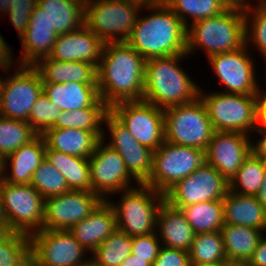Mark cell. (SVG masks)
I'll use <instances>...</instances> for the list:
<instances>
[{
	"instance_id": "obj_31",
	"label": "cell",
	"mask_w": 266,
	"mask_h": 266,
	"mask_svg": "<svg viewBox=\"0 0 266 266\" xmlns=\"http://www.w3.org/2000/svg\"><path fill=\"white\" fill-rule=\"evenodd\" d=\"M221 233L227 259L248 262L264 231L248 226L224 224Z\"/></svg>"
},
{
	"instance_id": "obj_22",
	"label": "cell",
	"mask_w": 266,
	"mask_h": 266,
	"mask_svg": "<svg viewBox=\"0 0 266 266\" xmlns=\"http://www.w3.org/2000/svg\"><path fill=\"white\" fill-rule=\"evenodd\" d=\"M116 229L114 210L107 200H103L88 217L73 225L68 231L91 254Z\"/></svg>"
},
{
	"instance_id": "obj_54",
	"label": "cell",
	"mask_w": 266,
	"mask_h": 266,
	"mask_svg": "<svg viewBox=\"0 0 266 266\" xmlns=\"http://www.w3.org/2000/svg\"><path fill=\"white\" fill-rule=\"evenodd\" d=\"M217 266H248V264L245 261L225 259Z\"/></svg>"
},
{
	"instance_id": "obj_59",
	"label": "cell",
	"mask_w": 266,
	"mask_h": 266,
	"mask_svg": "<svg viewBox=\"0 0 266 266\" xmlns=\"http://www.w3.org/2000/svg\"><path fill=\"white\" fill-rule=\"evenodd\" d=\"M85 266H95L93 263L89 262L87 265Z\"/></svg>"
},
{
	"instance_id": "obj_4",
	"label": "cell",
	"mask_w": 266,
	"mask_h": 266,
	"mask_svg": "<svg viewBox=\"0 0 266 266\" xmlns=\"http://www.w3.org/2000/svg\"><path fill=\"white\" fill-rule=\"evenodd\" d=\"M246 44L245 13L225 10L220 15L196 21L187 26L188 55L203 49L205 56L235 51Z\"/></svg>"
},
{
	"instance_id": "obj_30",
	"label": "cell",
	"mask_w": 266,
	"mask_h": 266,
	"mask_svg": "<svg viewBox=\"0 0 266 266\" xmlns=\"http://www.w3.org/2000/svg\"><path fill=\"white\" fill-rule=\"evenodd\" d=\"M45 158L65 177L69 190L92 192L88 158L67 155L47 145Z\"/></svg>"
},
{
	"instance_id": "obj_45",
	"label": "cell",
	"mask_w": 266,
	"mask_h": 266,
	"mask_svg": "<svg viewBox=\"0 0 266 266\" xmlns=\"http://www.w3.org/2000/svg\"><path fill=\"white\" fill-rule=\"evenodd\" d=\"M152 266H190L189 252L162 246Z\"/></svg>"
},
{
	"instance_id": "obj_7",
	"label": "cell",
	"mask_w": 266,
	"mask_h": 266,
	"mask_svg": "<svg viewBox=\"0 0 266 266\" xmlns=\"http://www.w3.org/2000/svg\"><path fill=\"white\" fill-rule=\"evenodd\" d=\"M141 10L133 0H86L84 24L104 43L125 42Z\"/></svg>"
},
{
	"instance_id": "obj_6",
	"label": "cell",
	"mask_w": 266,
	"mask_h": 266,
	"mask_svg": "<svg viewBox=\"0 0 266 266\" xmlns=\"http://www.w3.org/2000/svg\"><path fill=\"white\" fill-rule=\"evenodd\" d=\"M199 97L206 106L215 131L238 132L252 136L256 131L257 95H243L211 91L200 87ZM251 133H253L251 135Z\"/></svg>"
},
{
	"instance_id": "obj_50",
	"label": "cell",
	"mask_w": 266,
	"mask_h": 266,
	"mask_svg": "<svg viewBox=\"0 0 266 266\" xmlns=\"http://www.w3.org/2000/svg\"><path fill=\"white\" fill-rule=\"evenodd\" d=\"M260 134V138L252 142V151L266 162V130H256Z\"/></svg>"
},
{
	"instance_id": "obj_52",
	"label": "cell",
	"mask_w": 266,
	"mask_h": 266,
	"mask_svg": "<svg viewBox=\"0 0 266 266\" xmlns=\"http://www.w3.org/2000/svg\"><path fill=\"white\" fill-rule=\"evenodd\" d=\"M256 197L266 211V170H265V176H264L263 182L261 184L260 190L258 194L256 195Z\"/></svg>"
},
{
	"instance_id": "obj_51",
	"label": "cell",
	"mask_w": 266,
	"mask_h": 266,
	"mask_svg": "<svg viewBox=\"0 0 266 266\" xmlns=\"http://www.w3.org/2000/svg\"><path fill=\"white\" fill-rule=\"evenodd\" d=\"M120 266H152L146 259L137 258L136 255L130 254Z\"/></svg>"
},
{
	"instance_id": "obj_34",
	"label": "cell",
	"mask_w": 266,
	"mask_h": 266,
	"mask_svg": "<svg viewBox=\"0 0 266 266\" xmlns=\"http://www.w3.org/2000/svg\"><path fill=\"white\" fill-rule=\"evenodd\" d=\"M227 259L221 231L195 234L189 250L192 266H217Z\"/></svg>"
},
{
	"instance_id": "obj_26",
	"label": "cell",
	"mask_w": 266,
	"mask_h": 266,
	"mask_svg": "<svg viewBox=\"0 0 266 266\" xmlns=\"http://www.w3.org/2000/svg\"><path fill=\"white\" fill-rule=\"evenodd\" d=\"M224 224L248 226L266 231V211L256 196L228 190L223 198Z\"/></svg>"
},
{
	"instance_id": "obj_2",
	"label": "cell",
	"mask_w": 266,
	"mask_h": 266,
	"mask_svg": "<svg viewBox=\"0 0 266 266\" xmlns=\"http://www.w3.org/2000/svg\"><path fill=\"white\" fill-rule=\"evenodd\" d=\"M143 9L151 13L139 14L125 42L146 60L186 54L187 27L181 19L165 3Z\"/></svg>"
},
{
	"instance_id": "obj_5",
	"label": "cell",
	"mask_w": 266,
	"mask_h": 266,
	"mask_svg": "<svg viewBox=\"0 0 266 266\" xmlns=\"http://www.w3.org/2000/svg\"><path fill=\"white\" fill-rule=\"evenodd\" d=\"M117 194H120V199L116 202L112 199ZM113 198L109 197L107 201L114 210L118 230L130 237L156 232L157 213L165 201L164 194L145 184H138L113 194Z\"/></svg>"
},
{
	"instance_id": "obj_57",
	"label": "cell",
	"mask_w": 266,
	"mask_h": 266,
	"mask_svg": "<svg viewBox=\"0 0 266 266\" xmlns=\"http://www.w3.org/2000/svg\"><path fill=\"white\" fill-rule=\"evenodd\" d=\"M5 157L0 155V185L5 181Z\"/></svg>"
},
{
	"instance_id": "obj_44",
	"label": "cell",
	"mask_w": 266,
	"mask_h": 266,
	"mask_svg": "<svg viewBox=\"0 0 266 266\" xmlns=\"http://www.w3.org/2000/svg\"><path fill=\"white\" fill-rule=\"evenodd\" d=\"M162 244L157 232L149 235L131 237V254L146 259L151 265L157 258Z\"/></svg>"
},
{
	"instance_id": "obj_58",
	"label": "cell",
	"mask_w": 266,
	"mask_h": 266,
	"mask_svg": "<svg viewBox=\"0 0 266 266\" xmlns=\"http://www.w3.org/2000/svg\"><path fill=\"white\" fill-rule=\"evenodd\" d=\"M2 85H3V77L0 74V111H1V102H2Z\"/></svg>"
},
{
	"instance_id": "obj_49",
	"label": "cell",
	"mask_w": 266,
	"mask_h": 266,
	"mask_svg": "<svg viewBox=\"0 0 266 266\" xmlns=\"http://www.w3.org/2000/svg\"><path fill=\"white\" fill-rule=\"evenodd\" d=\"M225 10H237L243 13L250 11L254 6L251 0H218ZM257 1V0H254Z\"/></svg>"
},
{
	"instance_id": "obj_27",
	"label": "cell",
	"mask_w": 266,
	"mask_h": 266,
	"mask_svg": "<svg viewBox=\"0 0 266 266\" xmlns=\"http://www.w3.org/2000/svg\"><path fill=\"white\" fill-rule=\"evenodd\" d=\"M33 66L38 70L42 83H97V67L91 63L65 62L46 56Z\"/></svg>"
},
{
	"instance_id": "obj_56",
	"label": "cell",
	"mask_w": 266,
	"mask_h": 266,
	"mask_svg": "<svg viewBox=\"0 0 266 266\" xmlns=\"http://www.w3.org/2000/svg\"><path fill=\"white\" fill-rule=\"evenodd\" d=\"M12 0H0V15L4 13L1 17H4L9 10Z\"/></svg>"
},
{
	"instance_id": "obj_36",
	"label": "cell",
	"mask_w": 266,
	"mask_h": 266,
	"mask_svg": "<svg viewBox=\"0 0 266 266\" xmlns=\"http://www.w3.org/2000/svg\"><path fill=\"white\" fill-rule=\"evenodd\" d=\"M131 254V237L116 229L91 253L90 262L95 266H120Z\"/></svg>"
},
{
	"instance_id": "obj_43",
	"label": "cell",
	"mask_w": 266,
	"mask_h": 266,
	"mask_svg": "<svg viewBox=\"0 0 266 266\" xmlns=\"http://www.w3.org/2000/svg\"><path fill=\"white\" fill-rule=\"evenodd\" d=\"M37 6V0H12L5 17H8L20 38L26 33L30 16Z\"/></svg>"
},
{
	"instance_id": "obj_9",
	"label": "cell",
	"mask_w": 266,
	"mask_h": 266,
	"mask_svg": "<svg viewBox=\"0 0 266 266\" xmlns=\"http://www.w3.org/2000/svg\"><path fill=\"white\" fill-rule=\"evenodd\" d=\"M205 161V151L202 149L164 141L157 150L153 151L151 173L143 184L165 195Z\"/></svg>"
},
{
	"instance_id": "obj_35",
	"label": "cell",
	"mask_w": 266,
	"mask_h": 266,
	"mask_svg": "<svg viewBox=\"0 0 266 266\" xmlns=\"http://www.w3.org/2000/svg\"><path fill=\"white\" fill-rule=\"evenodd\" d=\"M265 170L266 162L252 151L229 182V190L242 195L256 196L263 182Z\"/></svg>"
},
{
	"instance_id": "obj_23",
	"label": "cell",
	"mask_w": 266,
	"mask_h": 266,
	"mask_svg": "<svg viewBox=\"0 0 266 266\" xmlns=\"http://www.w3.org/2000/svg\"><path fill=\"white\" fill-rule=\"evenodd\" d=\"M156 232L162 246L189 252L195 237L181 209L164 201L157 213Z\"/></svg>"
},
{
	"instance_id": "obj_15",
	"label": "cell",
	"mask_w": 266,
	"mask_h": 266,
	"mask_svg": "<svg viewBox=\"0 0 266 266\" xmlns=\"http://www.w3.org/2000/svg\"><path fill=\"white\" fill-rule=\"evenodd\" d=\"M229 182L206 161L192 174L180 180L166 194L165 201L181 209L200 202L223 200Z\"/></svg>"
},
{
	"instance_id": "obj_25",
	"label": "cell",
	"mask_w": 266,
	"mask_h": 266,
	"mask_svg": "<svg viewBox=\"0 0 266 266\" xmlns=\"http://www.w3.org/2000/svg\"><path fill=\"white\" fill-rule=\"evenodd\" d=\"M45 151V140L42 135H38L30 143L21 146L7 156L5 158V182L20 185L30 184L33 173L45 159Z\"/></svg>"
},
{
	"instance_id": "obj_33",
	"label": "cell",
	"mask_w": 266,
	"mask_h": 266,
	"mask_svg": "<svg viewBox=\"0 0 266 266\" xmlns=\"http://www.w3.org/2000/svg\"><path fill=\"white\" fill-rule=\"evenodd\" d=\"M195 234L221 231L224 226L223 201L214 200L181 208Z\"/></svg>"
},
{
	"instance_id": "obj_41",
	"label": "cell",
	"mask_w": 266,
	"mask_h": 266,
	"mask_svg": "<svg viewBox=\"0 0 266 266\" xmlns=\"http://www.w3.org/2000/svg\"><path fill=\"white\" fill-rule=\"evenodd\" d=\"M30 184L44 199L69 191L65 177L46 158L33 173Z\"/></svg>"
},
{
	"instance_id": "obj_39",
	"label": "cell",
	"mask_w": 266,
	"mask_h": 266,
	"mask_svg": "<svg viewBox=\"0 0 266 266\" xmlns=\"http://www.w3.org/2000/svg\"><path fill=\"white\" fill-rule=\"evenodd\" d=\"M165 4L186 27L196 21L220 15L225 11L218 0H166Z\"/></svg>"
},
{
	"instance_id": "obj_17",
	"label": "cell",
	"mask_w": 266,
	"mask_h": 266,
	"mask_svg": "<svg viewBox=\"0 0 266 266\" xmlns=\"http://www.w3.org/2000/svg\"><path fill=\"white\" fill-rule=\"evenodd\" d=\"M103 126L107 127L103 130V141L120 154L130 175L139 184H143L151 173L153 150L137 142L131 132L110 111L104 118Z\"/></svg>"
},
{
	"instance_id": "obj_18",
	"label": "cell",
	"mask_w": 266,
	"mask_h": 266,
	"mask_svg": "<svg viewBox=\"0 0 266 266\" xmlns=\"http://www.w3.org/2000/svg\"><path fill=\"white\" fill-rule=\"evenodd\" d=\"M103 199L90 191L69 190L45 199L43 229L69 230L88 217Z\"/></svg>"
},
{
	"instance_id": "obj_21",
	"label": "cell",
	"mask_w": 266,
	"mask_h": 266,
	"mask_svg": "<svg viewBox=\"0 0 266 266\" xmlns=\"http://www.w3.org/2000/svg\"><path fill=\"white\" fill-rule=\"evenodd\" d=\"M58 33L52 28L44 12L36 6L30 16L26 33L20 38L22 52L18 65H34L40 58L49 56Z\"/></svg>"
},
{
	"instance_id": "obj_47",
	"label": "cell",
	"mask_w": 266,
	"mask_h": 266,
	"mask_svg": "<svg viewBox=\"0 0 266 266\" xmlns=\"http://www.w3.org/2000/svg\"><path fill=\"white\" fill-rule=\"evenodd\" d=\"M247 264L248 266H266V231L263 233L257 248Z\"/></svg>"
},
{
	"instance_id": "obj_29",
	"label": "cell",
	"mask_w": 266,
	"mask_h": 266,
	"mask_svg": "<svg viewBox=\"0 0 266 266\" xmlns=\"http://www.w3.org/2000/svg\"><path fill=\"white\" fill-rule=\"evenodd\" d=\"M86 0H37L49 25L58 34L78 30L84 25Z\"/></svg>"
},
{
	"instance_id": "obj_1",
	"label": "cell",
	"mask_w": 266,
	"mask_h": 266,
	"mask_svg": "<svg viewBox=\"0 0 266 266\" xmlns=\"http://www.w3.org/2000/svg\"><path fill=\"white\" fill-rule=\"evenodd\" d=\"M146 59L126 42H106L97 67L99 97L109 106L141 101Z\"/></svg>"
},
{
	"instance_id": "obj_37",
	"label": "cell",
	"mask_w": 266,
	"mask_h": 266,
	"mask_svg": "<svg viewBox=\"0 0 266 266\" xmlns=\"http://www.w3.org/2000/svg\"><path fill=\"white\" fill-rule=\"evenodd\" d=\"M0 266H31L29 235L0 232Z\"/></svg>"
},
{
	"instance_id": "obj_42",
	"label": "cell",
	"mask_w": 266,
	"mask_h": 266,
	"mask_svg": "<svg viewBox=\"0 0 266 266\" xmlns=\"http://www.w3.org/2000/svg\"><path fill=\"white\" fill-rule=\"evenodd\" d=\"M60 114V109L42 92L31 108L27 122L39 135H42L55 124Z\"/></svg>"
},
{
	"instance_id": "obj_10",
	"label": "cell",
	"mask_w": 266,
	"mask_h": 266,
	"mask_svg": "<svg viewBox=\"0 0 266 266\" xmlns=\"http://www.w3.org/2000/svg\"><path fill=\"white\" fill-rule=\"evenodd\" d=\"M0 195L10 231L30 236L43 229L45 199L31 184L4 181Z\"/></svg>"
},
{
	"instance_id": "obj_40",
	"label": "cell",
	"mask_w": 266,
	"mask_h": 266,
	"mask_svg": "<svg viewBox=\"0 0 266 266\" xmlns=\"http://www.w3.org/2000/svg\"><path fill=\"white\" fill-rule=\"evenodd\" d=\"M245 33L247 47L258 51L266 64V0H257L245 13Z\"/></svg>"
},
{
	"instance_id": "obj_53",
	"label": "cell",
	"mask_w": 266,
	"mask_h": 266,
	"mask_svg": "<svg viewBox=\"0 0 266 266\" xmlns=\"http://www.w3.org/2000/svg\"><path fill=\"white\" fill-rule=\"evenodd\" d=\"M7 220L3 210L2 198L0 195V232L8 231Z\"/></svg>"
},
{
	"instance_id": "obj_3",
	"label": "cell",
	"mask_w": 266,
	"mask_h": 266,
	"mask_svg": "<svg viewBox=\"0 0 266 266\" xmlns=\"http://www.w3.org/2000/svg\"><path fill=\"white\" fill-rule=\"evenodd\" d=\"M186 57L187 53L147 59L142 100L163 110L195 101L200 85L181 66Z\"/></svg>"
},
{
	"instance_id": "obj_46",
	"label": "cell",
	"mask_w": 266,
	"mask_h": 266,
	"mask_svg": "<svg viewBox=\"0 0 266 266\" xmlns=\"http://www.w3.org/2000/svg\"><path fill=\"white\" fill-rule=\"evenodd\" d=\"M266 76H264L265 78ZM259 87L256 102V130H266V91Z\"/></svg>"
},
{
	"instance_id": "obj_24",
	"label": "cell",
	"mask_w": 266,
	"mask_h": 266,
	"mask_svg": "<svg viewBox=\"0 0 266 266\" xmlns=\"http://www.w3.org/2000/svg\"><path fill=\"white\" fill-rule=\"evenodd\" d=\"M104 131L71 128H48L43 134L46 145L71 156L89 158L93 155Z\"/></svg>"
},
{
	"instance_id": "obj_13",
	"label": "cell",
	"mask_w": 266,
	"mask_h": 266,
	"mask_svg": "<svg viewBox=\"0 0 266 266\" xmlns=\"http://www.w3.org/2000/svg\"><path fill=\"white\" fill-rule=\"evenodd\" d=\"M110 112L131 132L134 139L157 150L165 141L164 110L146 101H123Z\"/></svg>"
},
{
	"instance_id": "obj_32",
	"label": "cell",
	"mask_w": 266,
	"mask_h": 266,
	"mask_svg": "<svg viewBox=\"0 0 266 266\" xmlns=\"http://www.w3.org/2000/svg\"><path fill=\"white\" fill-rule=\"evenodd\" d=\"M110 107L99 97L91 106L74 111H61L51 128H75L86 131H103L104 118Z\"/></svg>"
},
{
	"instance_id": "obj_12",
	"label": "cell",
	"mask_w": 266,
	"mask_h": 266,
	"mask_svg": "<svg viewBox=\"0 0 266 266\" xmlns=\"http://www.w3.org/2000/svg\"><path fill=\"white\" fill-rule=\"evenodd\" d=\"M0 66L1 72L9 73L3 78L2 104L0 116L28 121L29 113L43 92V83L38 70L33 65Z\"/></svg>"
},
{
	"instance_id": "obj_48",
	"label": "cell",
	"mask_w": 266,
	"mask_h": 266,
	"mask_svg": "<svg viewBox=\"0 0 266 266\" xmlns=\"http://www.w3.org/2000/svg\"><path fill=\"white\" fill-rule=\"evenodd\" d=\"M4 36L0 33V66H11L14 68L16 66V62L14 63L16 58L14 59V55H12L13 51H11L12 47L7 44ZM14 60V61H13Z\"/></svg>"
},
{
	"instance_id": "obj_55",
	"label": "cell",
	"mask_w": 266,
	"mask_h": 266,
	"mask_svg": "<svg viewBox=\"0 0 266 266\" xmlns=\"http://www.w3.org/2000/svg\"><path fill=\"white\" fill-rule=\"evenodd\" d=\"M140 3L142 6L159 5L165 3L166 0H133Z\"/></svg>"
},
{
	"instance_id": "obj_14",
	"label": "cell",
	"mask_w": 266,
	"mask_h": 266,
	"mask_svg": "<svg viewBox=\"0 0 266 266\" xmlns=\"http://www.w3.org/2000/svg\"><path fill=\"white\" fill-rule=\"evenodd\" d=\"M250 48L245 44L243 47L225 53H218L208 57L209 66L213 74L222 83L224 93L257 95L260 82ZM259 82V83H258ZM226 86V87H225Z\"/></svg>"
},
{
	"instance_id": "obj_28",
	"label": "cell",
	"mask_w": 266,
	"mask_h": 266,
	"mask_svg": "<svg viewBox=\"0 0 266 266\" xmlns=\"http://www.w3.org/2000/svg\"><path fill=\"white\" fill-rule=\"evenodd\" d=\"M43 93L60 111L89 107L99 98L97 83H43Z\"/></svg>"
},
{
	"instance_id": "obj_38",
	"label": "cell",
	"mask_w": 266,
	"mask_h": 266,
	"mask_svg": "<svg viewBox=\"0 0 266 266\" xmlns=\"http://www.w3.org/2000/svg\"><path fill=\"white\" fill-rule=\"evenodd\" d=\"M38 135L28 122L0 116V155L6 158Z\"/></svg>"
},
{
	"instance_id": "obj_11",
	"label": "cell",
	"mask_w": 266,
	"mask_h": 266,
	"mask_svg": "<svg viewBox=\"0 0 266 266\" xmlns=\"http://www.w3.org/2000/svg\"><path fill=\"white\" fill-rule=\"evenodd\" d=\"M89 255L68 230L42 229L30 235L31 266H85Z\"/></svg>"
},
{
	"instance_id": "obj_16",
	"label": "cell",
	"mask_w": 266,
	"mask_h": 266,
	"mask_svg": "<svg viewBox=\"0 0 266 266\" xmlns=\"http://www.w3.org/2000/svg\"><path fill=\"white\" fill-rule=\"evenodd\" d=\"M88 160L92 192L103 200L139 184L127 171L120 154L107 145L103 139L98 142L93 155Z\"/></svg>"
},
{
	"instance_id": "obj_19",
	"label": "cell",
	"mask_w": 266,
	"mask_h": 266,
	"mask_svg": "<svg viewBox=\"0 0 266 266\" xmlns=\"http://www.w3.org/2000/svg\"><path fill=\"white\" fill-rule=\"evenodd\" d=\"M251 139L245 133L215 131L205 151L206 162L230 182L252 153Z\"/></svg>"
},
{
	"instance_id": "obj_20",
	"label": "cell",
	"mask_w": 266,
	"mask_h": 266,
	"mask_svg": "<svg viewBox=\"0 0 266 266\" xmlns=\"http://www.w3.org/2000/svg\"><path fill=\"white\" fill-rule=\"evenodd\" d=\"M104 42L85 24L76 31L59 34L49 58L87 62L98 67Z\"/></svg>"
},
{
	"instance_id": "obj_8",
	"label": "cell",
	"mask_w": 266,
	"mask_h": 266,
	"mask_svg": "<svg viewBox=\"0 0 266 266\" xmlns=\"http://www.w3.org/2000/svg\"><path fill=\"white\" fill-rule=\"evenodd\" d=\"M165 141L206 151L215 132L203 101L164 109Z\"/></svg>"
}]
</instances>
